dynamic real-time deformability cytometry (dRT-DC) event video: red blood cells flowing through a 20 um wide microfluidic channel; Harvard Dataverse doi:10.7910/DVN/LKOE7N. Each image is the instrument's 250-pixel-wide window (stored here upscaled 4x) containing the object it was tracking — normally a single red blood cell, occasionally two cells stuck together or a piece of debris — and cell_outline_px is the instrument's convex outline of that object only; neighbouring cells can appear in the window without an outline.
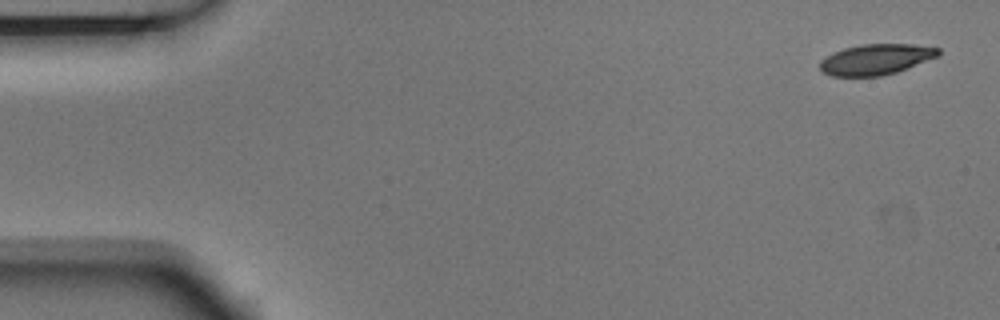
{"species": "Egyptian fruit bat (a non-hibernating species)", "species_latin": "Rousettus aegyptiacus", "temperature_condition": "room temperature", "stored_images_in_passage": 4, "camera_frame_rate_fps": 3000, "um_per_image_px": 0.085, "animal": {"sex": "male"}, "frame": {"image": 1, "passage_image": 1, "time_ms": 0.0, "image_size_px": [1000, 320], "cell_outline_px": [[940, 56], [896, 72], [880, 76], [832, 76], [824, 72], [820, 68], [820, 60], [844, 48], [860, 44], [912, 44], [940, 48]], "centroid_in_image_um": [74.49, 5.04], "position_along_channel_um": 10.5, "area_um2": 21.04}}